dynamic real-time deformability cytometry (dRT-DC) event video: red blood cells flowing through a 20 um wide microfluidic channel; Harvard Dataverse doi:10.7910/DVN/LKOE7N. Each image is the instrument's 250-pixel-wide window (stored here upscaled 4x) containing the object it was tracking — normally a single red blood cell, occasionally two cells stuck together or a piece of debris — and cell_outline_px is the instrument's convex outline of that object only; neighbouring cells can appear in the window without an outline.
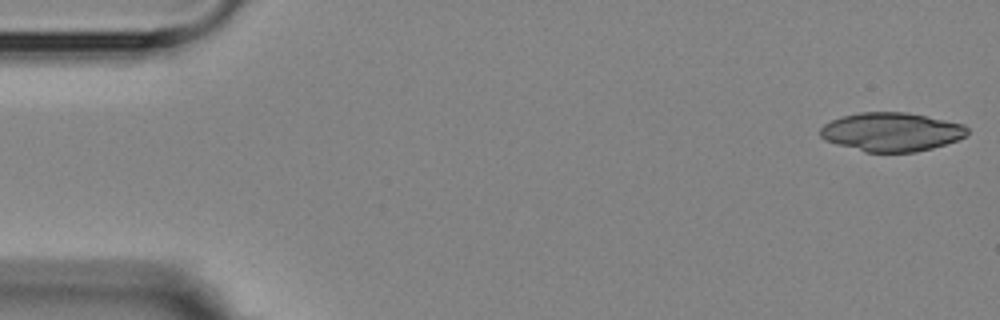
{"species": "Egyptian fruit bat (a non-hibernating species)", "species_latin": "Rousettus aegyptiacus", "temperature_condition": "room temperature", "stored_images_in_passage": 4, "camera_frame_rate_fps": 3000, "um_per_image_px": 0.085, "animal": {"sex": "female"}, "frame": {"image": 1, "passage_image": 1, "time_ms": 0.0, "image_size_px": [1000, 320], "cell_outline_px": [[968, 132], [964, 136], [956, 140], [932, 148], [916, 152], [864, 152], [836, 144], [824, 140], [820, 136], [820, 128], [824, 124], [832, 120], [844, 116], [860, 112], [908, 112], [964, 124], [968, 128]], "centroid_in_image_um": [75.75, 11.21], "position_along_channel_um": 9.2, "area_um2": 33.18}}